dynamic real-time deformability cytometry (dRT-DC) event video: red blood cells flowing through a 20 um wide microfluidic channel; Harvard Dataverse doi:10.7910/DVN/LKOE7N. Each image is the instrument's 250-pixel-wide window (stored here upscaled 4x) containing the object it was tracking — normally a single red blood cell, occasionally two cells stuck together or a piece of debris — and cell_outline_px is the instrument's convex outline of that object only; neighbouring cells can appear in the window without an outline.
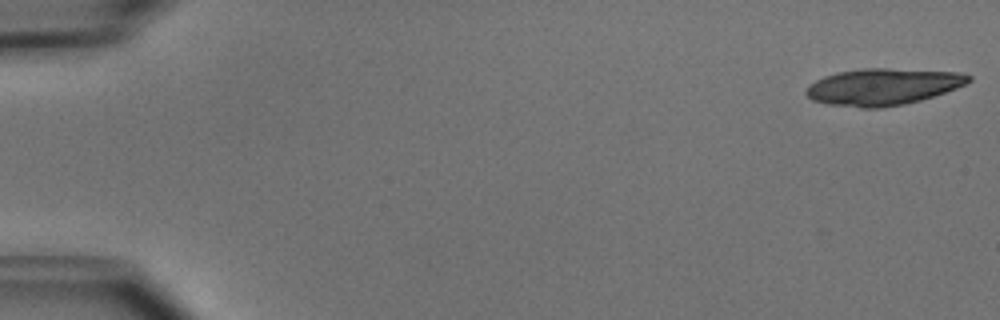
{"species": "common noctule bat (a hibernating species)", "species_latin": "Nyctalus noctula", "temperature_condition": "cold", "stored_images_in_passage": 18, "camera_frame_rate_fps": 3000, "um_per_image_px": 0.085, "animal": {"sex": "male", "body_mass_g": 15.6}, "frame": {"image": 1, "passage_image": 1, "time_ms": 0.0, "image_size_px": [1000, 320], "cell_outline_px": [[972, 80], [956, 88], [920, 100], [904, 104], [880, 108], [860, 108], [828, 104], [812, 100], [804, 92], [808, 84], [824, 76], [836, 72], [864, 68], [888, 68], [960, 72], [972, 76]], "centroid_in_image_um": [75.01, 7.37], "position_along_channel_um": 10.0, "area_um2": 34.8}}